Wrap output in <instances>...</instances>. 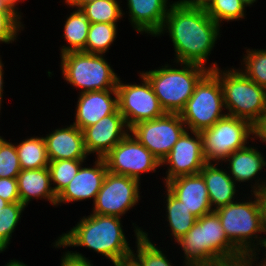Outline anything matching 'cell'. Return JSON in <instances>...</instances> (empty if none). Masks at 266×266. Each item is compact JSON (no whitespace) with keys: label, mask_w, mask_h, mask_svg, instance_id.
I'll return each instance as SVG.
<instances>
[{"label":"cell","mask_w":266,"mask_h":266,"mask_svg":"<svg viewBox=\"0 0 266 266\" xmlns=\"http://www.w3.org/2000/svg\"><path fill=\"white\" fill-rule=\"evenodd\" d=\"M220 28L205 8L186 6L176 0L156 37L169 35L175 52L171 61L199 64L213 70L219 67L216 61L206 65L221 37Z\"/></svg>","instance_id":"1"},{"label":"cell","mask_w":266,"mask_h":266,"mask_svg":"<svg viewBox=\"0 0 266 266\" xmlns=\"http://www.w3.org/2000/svg\"><path fill=\"white\" fill-rule=\"evenodd\" d=\"M184 266H231L244 255L228 240L215 211L197 218L193 227L176 243Z\"/></svg>","instance_id":"2"},{"label":"cell","mask_w":266,"mask_h":266,"mask_svg":"<svg viewBox=\"0 0 266 266\" xmlns=\"http://www.w3.org/2000/svg\"><path fill=\"white\" fill-rule=\"evenodd\" d=\"M56 239L65 247H86L112 264L130 260L132 247L120 217L89 213Z\"/></svg>","instance_id":"3"},{"label":"cell","mask_w":266,"mask_h":266,"mask_svg":"<svg viewBox=\"0 0 266 266\" xmlns=\"http://www.w3.org/2000/svg\"><path fill=\"white\" fill-rule=\"evenodd\" d=\"M241 197L214 211L221 221L228 240L243 255L264 251L266 250V238L263 231V211L260 196L258 193H247Z\"/></svg>","instance_id":"4"},{"label":"cell","mask_w":266,"mask_h":266,"mask_svg":"<svg viewBox=\"0 0 266 266\" xmlns=\"http://www.w3.org/2000/svg\"><path fill=\"white\" fill-rule=\"evenodd\" d=\"M166 63L159 68L140 72L150 82L165 113L180 114L194 93L195 86L209 69L194 63Z\"/></svg>","instance_id":"5"},{"label":"cell","mask_w":266,"mask_h":266,"mask_svg":"<svg viewBox=\"0 0 266 266\" xmlns=\"http://www.w3.org/2000/svg\"><path fill=\"white\" fill-rule=\"evenodd\" d=\"M212 71L221 83L227 115L247 120L253 125L266 111V89L233 66L216 67Z\"/></svg>","instance_id":"6"},{"label":"cell","mask_w":266,"mask_h":266,"mask_svg":"<svg viewBox=\"0 0 266 266\" xmlns=\"http://www.w3.org/2000/svg\"><path fill=\"white\" fill-rule=\"evenodd\" d=\"M62 78L79 93L116 89L120 76L105 55L82 51L68 52L59 57Z\"/></svg>","instance_id":"7"},{"label":"cell","mask_w":266,"mask_h":266,"mask_svg":"<svg viewBox=\"0 0 266 266\" xmlns=\"http://www.w3.org/2000/svg\"><path fill=\"white\" fill-rule=\"evenodd\" d=\"M224 111L221 83L218 76L209 70L195 86L180 116L187 130L201 132L224 118L227 115Z\"/></svg>","instance_id":"8"},{"label":"cell","mask_w":266,"mask_h":266,"mask_svg":"<svg viewBox=\"0 0 266 266\" xmlns=\"http://www.w3.org/2000/svg\"><path fill=\"white\" fill-rule=\"evenodd\" d=\"M200 133L207 163H222L234 151L253 141V125L247 120L229 115Z\"/></svg>","instance_id":"9"},{"label":"cell","mask_w":266,"mask_h":266,"mask_svg":"<svg viewBox=\"0 0 266 266\" xmlns=\"http://www.w3.org/2000/svg\"><path fill=\"white\" fill-rule=\"evenodd\" d=\"M140 83H124L119 78L116 91L118 111L130 129L142 121L153 120L165 114L148 79L139 72Z\"/></svg>","instance_id":"10"},{"label":"cell","mask_w":266,"mask_h":266,"mask_svg":"<svg viewBox=\"0 0 266 266\" xmlns=\"http://www.w3.org/2000/svg\"><path fill=\"white\" fill-rule=\"evenodd\" d=\"M141 187V182L137 179L107 171L101 189L92 204L91 213L122 218L139 205L143 197L140 196Z\"/></svg>","instance_id":"11"},{"label":"cell","mask_w":266,"mask_h":266,"mask_svg":"<svg viewBox=\"0 0 266 266\" xmlns=\"http://www.w3.org/2000/svg\"><path fill=\"white\" fill-rule=\"evenodd\" d=\"M103 159L110 173L125 175L140 182L142 175L156 173L161 167V162L130 132Z\"/></svg>","instance_id":"12"},{"label":"cell","mask_w":266,"mask_h":266,"mask_svg":"<svg viewBox=\"0 0 266 266\" xmlns=\"http://www.w3.org/2000/svg\"><path fill=\"white\" fill-rule=\"evenodd\" d=\"M186 130L179 113H165L137 123L130 128V133L162 162Z\"/></svg>","instance_id":"13"},{"label":"cell","mask_w":266,"mask_h":266,"mask_svg":"<svg viewBox=\"0 0 266 266\" xmlns=\"http://www.w3.org/2000/svg\"><path fill=\"white\" fill-rule=\"evenodd\" d=\"M206 163L201 133L186 130L161 162L166 171L163 185L180 176L199 174Z\"/></svg>","instance_id":"14"},{"label":"cell","mask_w":266,"mask_h":266,"mask_svg":"<svg viewBox=\"0 0 266 266\" xmlns=\"http://www.w3.org/2000/svg\"><path fill=\"white\" fill-rule=\"evenodd\" d=\"M252 142L254 143L234 151L222 163H224L223 165L227 168L228 174L238 184L239 188L241 187L239 185L242 183L251 188L250 193H258L266 185V178L264 177V172H266V156L258 150L259 148L255 145L256 141L253 140Z\"/></svg>","instance_id":"15"},{"label":"cell","mask_w":266,"mask_h":266,"mask_svg":"<svg viewBox=\"0 0 266 266\" xmlns=\"http://www.w3.org/2000/svg\"><path fill=\"white\" fill-rule=\"evenodd\" d=\"M129 132L123 115L117 110L83 130L86 152L89 156L95 154L96 158H103Z\"/></svg>","instance_id":"16"},{"label":"cell","mask_w":266,"mask_h":266,"mask_svg":"<svg viewBox=\"0 0 266 266\" xmlns=\"http://www.w3.org/2000/svg\"><path fill=\"white\" fill-rule=\"evenodd\" d=\"M86 162L81 165L74 178L57 196L56 208L59 205L61 207V204L89 201V199H92L94 203L108 170L103 158L95 157L93 166L91 164L90 167Z\"/></svg>","instance_id":"17"},{"label":"cell","mask_w":266,"mask_h":266,"mask_svg":"<svg viewBox=\"0 0 266 266\" xmlns=\"http://www.w3.org/2000/svg\"><path fill=\"white\" fill-rule=\"evenodd\" d=\"M126 13L132 30L140 34H147L151 38L156 37L161 31L170 6L174 1L170 0H126ZM128 12V13H127ZM125 15V16H124Z\"/></svg>","instance_id":"18"},{"label":"cell","mask_w":266,"mask_h":266,"mask_svg":"<svg viewBox=\"0 0 266 266\" xmlns=\"http://www.w3.org/2000/svg\"><path fill=\"white\" fill-rule=\"evenodd\" d=\"M78 95L74 110L75 121L73 120L72 124L82 131L118 110L116 89L90 91Z\"/></svg>","instance_id":"19"},{"label":"cell","mask_w":266,"mask_h":266,"mask_svg":"<svg viewBox=\"0 0 266 266\" xmlns=\"http://www.w3.org/2000/svg\"><path fill=\"white\" fill-rule=\"evenodd\" d=\"M43 137L49 161L88 159L83 131L72 123L58 127Z\"/></svg>","instance_id":"20"},{"label":"cell","mask_w":266,"mask_h":266,"mask_svg":"<svg viewBox=\"0 0 266 266\" xmlns=\"http://www.w3.org/2000/svg\"><path fill=\"white\" fill-rule=\"evenodd\" d=\"M164 186L197 218L214 211L205 180L200 173L177 177Z\"/></svg>","instance_id":"21"},{"label":"cell","mask_w":266,"mask_h":266,"mask_svg":"<svg viewBox=\"0 0 266 266\" xmlns=\"http://www.w3.org/2000/svg\"><path fill=\"white\" fill-rule=\"evenodd\" d=\"M200 174L205 180L213 210L238 200L242 195L227 169H224L223 163H206Z\"/></svg>","instance_id":"22"},{"label":"cell","mask_w":266,"mask_h":266,"mask_svg":"<svg viewBox=\"0 0 266 266\" xmlns=\"http://www.w3.org/2000/svg\"><path fill=\"white\" fill-rule=\"evenodd\" d=\"M20 203L27 207L33 200H45L54 208L57 195L55 194L48 167L40 169L21 170L17 176Z\"/></svg>","instance_id":"23"},{"label":"cell","mask_w":266,"mask_h":266,"mask_svg":"<svg viewBox=\"0 0 266 266\" xmlns=\"http://www.w3.org/2000/svg\"><path fill=\"white\" fill-rule=\"evenodd\" d=\"M162 190H166L162 193L163 195L165 194L163 198V207L166 213L164 214L165 217L163 215V218L168 222L165 227H169L167 232H171L169 233L171 241L174 239V242H176L193 227L197 221V217L194 216L190 210L184 206L183 202L176 198L165 186Z\"/></svg>","instance_id":"24"},{"label":"cell","mask_w":266,"mask_h":266,"mask_svg":"<svg viewBox=\"0 0 266 266\" xmlns=\"http://www.w3.org/2000/svg\"><path fill=\"white\" fill-rule=\"evenodd\" d=\"M135 237V250H132L130 260L136 266H174L164 249L157 246L148 236L150 233L144 231L136 222L132 223ZM136 251V252H135Z\"/></svg>","instance_id":"25"},{"label":"cell","mask_w":266,"mask_h":266,"mask_svg":"<svg viewBox=\"0 0 266 266\" xmlns=\"http://www.w3.org/2000/svg\"><path fill=\"white\" fill-rule=\"evenodd\" d=\"M71 11L70 15H66L67 17L64 21V31L62 34V37L67 44H63L59 47V55L68 52L83 51L86 46L87 35L91 23L80 9L72 8Z\"/></svg>","instance_id":"26"},{"label":"cell","mask_w":266,"mask_h":266,"mask_svg":"<svg viewBox=\"0 0 266 266\" xmlns=\"http://www.w3.org/2000/svg\"><path fill=\"white\" fill-rule=\"evenodd\" d=\"M15 145L22 170L48 167L50 161L43 135L28 136Z\"/></svg>","instance_id":"27"},{"label":"cell","mask_w":266,"mask_h":266,"mask_svg":"<svg viewBox=\"0 0 266 266\" xmlns=\"http://www.w3.org/2000/svg\"><path fill=\"white\" fill-rule=\"evenodd\" d=\"M122 0H95L83 5L80 10L90 23L118 24L123 21Z\"/></svg>","instance_id":"28"},{"label":"cell","mask_w":266,"mask_h":266,"mask_svg":"<svg viewBox=\"0 0 266 266\" xmlns=\"http://www.w3.org/2000/svg\"><path fill=\"white\" fill-rule=\"evenodd\" d=\"M118 24L91 23L82 52L105 55L118 37Z\"/></svg>","instance_id":"29"},{"label":"cell","mask_w":266,"mask_h":266,"mask_svg":"<svg viewBox=\"0 0 266 266\" xmlns=\"http://www.w3.org/2000/svg\"><path fill=\"white\" fill-rule=\"evenodd\" d=\"M241 67L238 69L249 79L266 89V48L244 47ZM245 53V54H244Z\"/></svg>","instance_id":"30"},{"label":"cell","mask_w":266,"mask_h":266,"mask_svg":"<svg viewBox=\"0 0 266 266\" xmlns=\"http://www.w3.org/2000/svg\"><path fill=\"white\" fill-rule=\"evenodd\" d=\"M246 9L240 0H212L205 8L207 14L221 27L223 22L245 19Z\"/></svg>","instance_id":"31"},{"label":"cell","mask_w":266,"mask_h":266,"mask_svg":"<svg viewBox=\"0 0 266 266\" xmlns=\"http://www.w3.org/2000/svg\"><path fill=\"white\" fill-rule=\"evenodd\" d=\"M26 207L20 203H8L0 211V253L6 252L11 243L12 235L21 222Z\"/></svg>","instance_id":"32"},{"label":"cell","mask_w":266,"mask_h":266,"mask_svg":"<svg viewBox=\"0 0 266 266\" xmlns=\"http://www.w3.org/2000/svg\"><path fill=\"white\" fill-rule=\"evenodd\" d=\"M85 161L64 159L49 162L51 184L57 196L70 183Z\"/></svg>","instance_id":"33"},{"label":"cell","mask_w":266,"mask_h":266,"mask_svg":"<svg viewBox=\"0 0 266 266\" xmlns=\"http://www.w3.org/2000/svg\"><path fill=\"white\" fill-rule=\"evenodd\" d=\"M16 145L0 136V178H17L21 172Z\"/></svg>","instance_id":"34"},{"label":"cell","mask_w":266,"mask_h":266,"mask_svg":"<svg viewBox=\"0 0 266 266\" xmlns=\"http://www.w3.org/2000/svg\"><path fill=\"white\" fill-rule=\"evenodd\" d=\"M22 18L13 10H0V44H14L25 30Z\"/></svg>","instance_id":"35"},{"label":"cell","mask_w":266,"mask_h":266,"mask_svg":"<svg viewBox=\"0 0 266 266\" xmlns=\"http://www.w3.org/2000/svg\"><path fill=\"white\" fill-rule=\"evenodd\" d=\"M51 247L56 250L60 248L66 250L60 258V266H94L93 261L89 260V257L77 252V250L69 251L57 239L51 244Z\"/></svg>","instance_id":"36"},{"label":"cell","mask_w":266,"mask_h":266,"mask_svg":"<svg viewBox=\"0 0 266 266\" xmlns=\"http://www.w3.org/2000/svg\"><path fill=\"white\" fill-rule=\"evenodd\" d=\"M0 197L8 203L20 202L16 178H0Z\"/></svg>","instance_id":"37"},{"label":"cell","mask_w":266,"mask_h":266,"mask_svg":"<svg viewBox=\"0 0 266 266\" xmlns=\"http://www.w3.org/2000/svg\"><path fill=\"white\" fill-rule=\"evenodd\" d=\"M266 144V111L253 124V140Z\"/></svg>","instance_id":"38"},{"label":"cell","mask_w":266,"mask_h":266,"mask_svg":"<svg viewBox=\"0 0 266 266\" xmlns=\"http://www.w3.org/2000/svg\"><path fill=\"white\" fill-rule=\"evenodd\" d=\"M262 252V259H260L259 255ZM265 256V257H264ZM260 259V260H259ZM260 262H259V261ZM242 263L245 266H266V250L264 251H255L244 255Z\"/></svg>","instance_id":"39"},{"label":"cell","mask_w":266,"mask_h":266,"mask_svg":"<svg viewBox=\"0 0 266 266\" xmlns=\"http://www.w3.org/2000/svg\"><path fill=\"white\" fill-rule=\"evenodd\" d=\"M179 3L198 8H206L212 0H177Z\"/></svg>","instance_id":"40"},{"label":"cell","mask_w":266,"mask_h":266,"mask_svg":"<svg viewBox=\"0 0 266 266\" xmlns=\"http://www.w3.org/2000/svg\"><path fill=\"white\" fill-rule=\"evenodd\" d=\"M1 54V53H0ZM4 73H5V71H4V63L2 62V58H1V55H0V115L2 114L1 113V109H2V102H3V97H4V95H3V91H4V89L3 88H5L4 86V84H5V82H4Z\"/></svg>","instance_id":"41"},{"label":"cell","mask_w":266,"mask_h":266,"mask_svg":"<svg viewBox=\"0 0 266 266\" xmlns=\"http://www.w3.org/2000/svg\"><path fill=\"white\" fill-rule=\"evenodd\" d=\"M3 3L10 9H12L13 11H15L21 18H23L22 16L24 15L21 12V9L19 11V7H17L20 2L22 3V1L24 2V0H2Z\"/></svg>","instance_id":"42"},{"label":"cell","mask_w":266,"mask_h":266,"mask_svg":"<svg viewBox=\"0 0 266 266\" xmlns=\"http://www.w3.org/2000/svg\"><path fill=\"white\" fill-rule=\"evenodd\" d=\"M95 0H63V3L70 8L80 9L83 5Z\"/></svg>","instance_id":"43"},{"label":"cell","mask_w":266,"mask_h":266,"mask_svg":"<svg viewBox=\"0 0 266 266\" xmlns=\"http://www.w3.org/2000/svg\"><path fill=\"white\" fill-rule=\"evenodd\" d=\"M2 266H29L27 264H25L23 261L20 260H16V259H10L9 262H6L5 265Z\"/></svg>","instance_id":"44"},{"label":"cell","mask_w":266,"mask_h":266,"mask_svg":"<svg viewBox=\"0 0 266 266\" xmlns=\"http://www.w3.org/2000/svg\"><path fill=\"white\" fill-rule=\"evenodd\" d=\"M246 7H252L258 0H240Z\"/></svg>","instance_id":"45"},{"label":"cell","mask_w":266,"mask_h":266,"mask_svg":"<svg viewBox=\"0 0 266 266\" xmlns=\"http://www.w3.org/2000/svg\"><path fill=\"white\" fill-rule=\"evenodd\" d=\"M113 266H136L131 260L125 262H119L117 264H113Z\"/></svg>","instance_id":"46"},{"label":"cell","mask_w":266,"mask_h":266,"mask_svg":"<svg viewBox=\"0 0 266 266\" xmlns=\"http://www.w3.org/2000/svg\"><path fill=\"white\" fill-rule=\"evenodd\" d=\"M263 211V231H264V236L266 238V210H262Z\"/></svg>","instance_id":"47"},{"label":"cell","mask_w":266,"mask_h":266,"mask_svg":"<svg viewBox=\"0 0 266 266\" xmlns=\"http://www.w3.org/2000/svg\"><path fill=\"white\" fill-rule=\"evenodd\" d=\"M6 204H8V202L0 197V211L2 208H4L6 206Z\"/></svg>","instance_id":"48"},{"label":"cell","mask_w":266,"mask_h":266,"mask_svg":"<svg viewBox=\"0 0 266 266\" xmlns=\"http://www.w3.org/2000/svg\"><path fill=\"white\" fill-rule=\"evenodd\" d=\"M0 10H12L10 8H8L2 0H0Z\"/></svg>","instance_id":"49"},{"label":"cell","mask_w":266,"mask_h":266,"mask_svg":"<svg viewBox=\"0 0 266 266\" xmlns=\"http://www.w3.org/2000/svg\"><path fill=\"white\" fill-rule=\"evenodd\" d=\"M231 266H245L243 263H240V264H234V265H231Z\"/></svg>","instance_id":"50"}]
</instances>
